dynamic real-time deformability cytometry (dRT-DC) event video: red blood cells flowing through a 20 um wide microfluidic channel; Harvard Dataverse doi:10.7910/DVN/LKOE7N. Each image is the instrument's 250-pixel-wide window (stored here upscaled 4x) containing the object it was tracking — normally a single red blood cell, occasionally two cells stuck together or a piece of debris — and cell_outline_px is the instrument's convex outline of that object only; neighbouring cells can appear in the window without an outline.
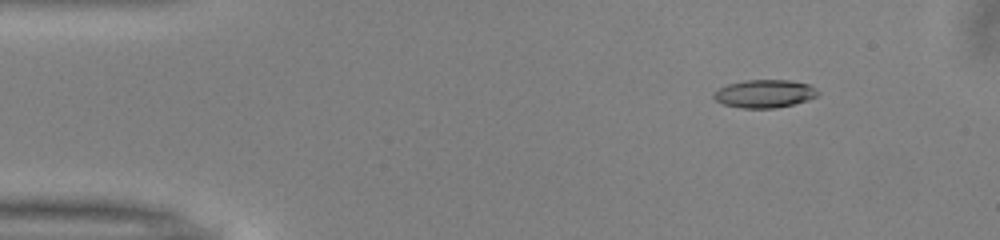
{"species": "common noctule bat (a hibernating species)", "species_latin": "Nyctalus noctula", "temperature_condition": "warm", "stored_images_in_passage": 50, "camera_frame_rate_fps": 3000, "um_per_image_px": 0.085, "animal": {"sex": "male", "body_mass_g": 13.0, "forearm_length_mm": 53.1}, "frame": {"image": 1, "passage_image": 6, "time_ms": 1.667, "image_size_px": [1000, 240], "cell_outline_px": [[820, 92], [816, 96], [808, 100], [776, 108], [740, 108], [724, 104], [716, 100], [712, 96], [712, 92], [728, 84], [744, 80], [792, 80], [808, 84], [816, 88]], "centroid_in_image_um": [64.98, 7.96], "position_along_channel_um": 20.0, "area_um2": 17.05}}
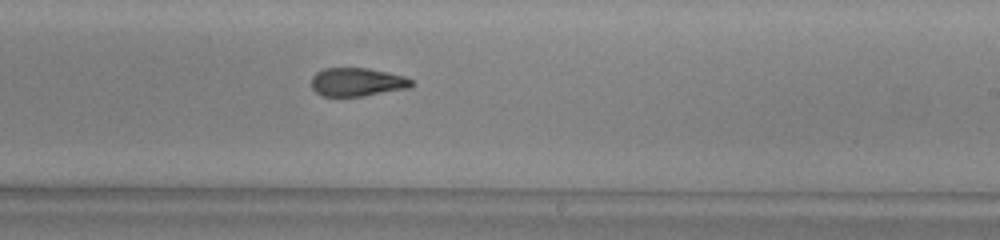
{"frame": {"image": 2, "passage_image": 30, "time_ms": 9.667, "image_size_px": [1000, 240], "cell_outline_px": [[416, 84], [412, 88], [364, 96], [324, 96], [316, 92], [312, 88], [312, 76], [316, 72], [324, 68], [368, 68], [388, 72], [404, 76], [412, 80]], "centroid_in_image_um": [30.41, 6.97], "position_along_channel_um": 258.6, "area_um2": 16.82}}
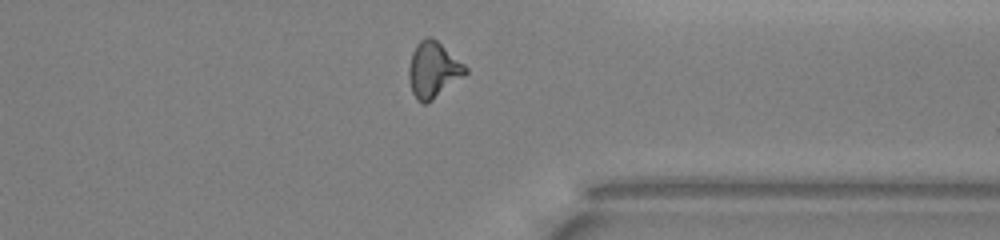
{"frame": {"image": 3, "passage_image": 39, "time_ms": 12.667, "image_size_px": [1000, 240], "cell_outline_px": [[468, 72], [464, 76], [428, 104], [424, 104], [416, 100], [412, 92], [408, 80], [408, 68], [412, 52], [416, 44], [424, 36], [432, 36], [464, 64], [468, 68]], "centroid_in_image_um": [36.8, 5.94], "position_along_channel_um": 374.6, "area_um2": 18.73}, "authors_computed_cell_mechanics": {"area_um2": 17.4845, "velocity_mm_per_s": 4.0442, "shape_relaxation_time_tau1_ms": 6.2456, "shape_relaxation_time_tau2_ms": 1.5406, "deformation_change_tau1": 0.2085, "deformation_change_tau2": 0.0885}}